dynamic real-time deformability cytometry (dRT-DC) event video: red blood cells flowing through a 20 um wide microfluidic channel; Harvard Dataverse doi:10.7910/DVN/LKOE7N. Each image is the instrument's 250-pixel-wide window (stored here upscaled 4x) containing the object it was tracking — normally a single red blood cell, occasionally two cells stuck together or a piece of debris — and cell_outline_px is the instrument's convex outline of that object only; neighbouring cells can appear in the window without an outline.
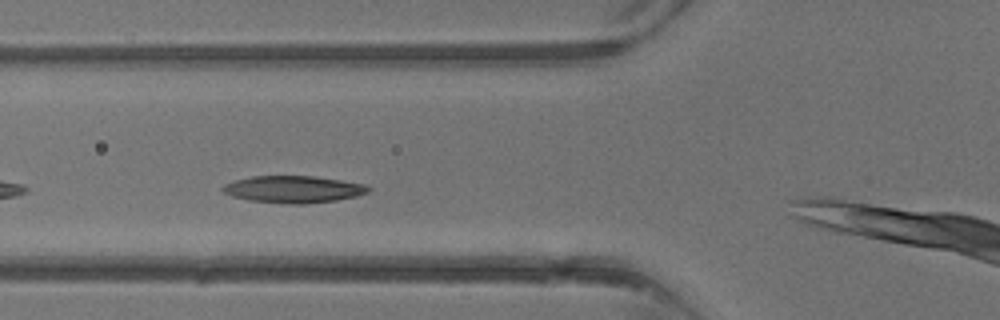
{"species": "common noctule bat (a hibernating species)", "species_latin": "Nyctalus noctula", "temperature_condition": "warm", "stored_images_in_passage": 4, "camera_frame_rate_fps": 3000, "um_per_image_px": 0.085, "animal": {"sex": "male", "body_mass_g": 13.3}, "frame": {"image": 1, "passage_image": 2, "time_ms": 1.333, "image_size_px": [1000, 320], "cell_outline_px": [[372, 188], [368, 192], [356, 196], [336, 200], [304, 204], [288, 204], [248, 200], [232, 196], [220, 192], [220, 188], [224, 184], [236, 180], [252, 176], [312, 176], [340, 180], [364, 184]], "centroid_in_image_um": [24.89, 16.09], "position_along_channel_um": 100.9, "area_um2": 22.95}}